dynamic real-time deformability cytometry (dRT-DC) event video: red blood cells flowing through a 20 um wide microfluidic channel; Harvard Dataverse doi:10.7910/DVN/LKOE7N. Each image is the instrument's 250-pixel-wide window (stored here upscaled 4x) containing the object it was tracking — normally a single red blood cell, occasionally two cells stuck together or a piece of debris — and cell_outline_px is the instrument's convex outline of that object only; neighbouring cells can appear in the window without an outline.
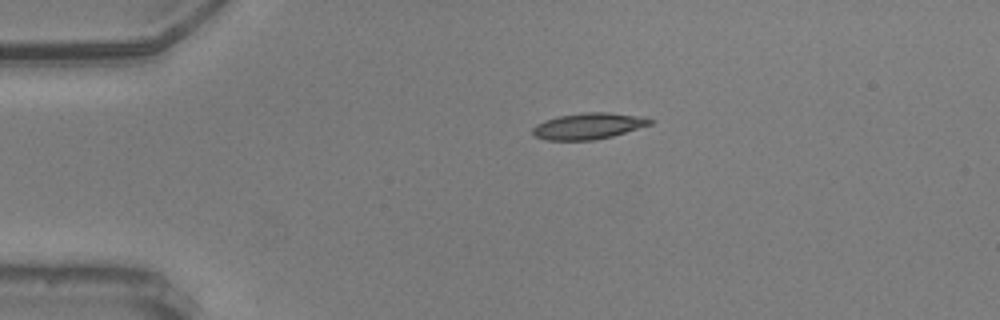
{"species": "common noctule bat (a hibernating species)", "species_latin": "Nyctalus noctula", "temperature_condition": "warm", "stored_images_in_passage": 43, "camera_frame_rate_fps": 3000, "um_per_image_px": 0.085, "animal": {"sex": "male", "body_mass_g": 20.5, "forearm_length_mm": 52.5}, "frame": {"image": 1, "passage_image": 1, "time_ms": 0.0, "image_size_px": [1000, 320], "cell_outline_px": [[656, 120], [652, 124], [612, 136], [592, 140], [548, 140], [536, 136], [532, 132], [532, 128], [536, 124], [544, 120], [560, 116], [584, 112], [608, 112], [636, 116]], "centroid_in_image_um": [50.01, 10.71], "position_along_channel_um": 35.0, "area_um2": 17.74}}
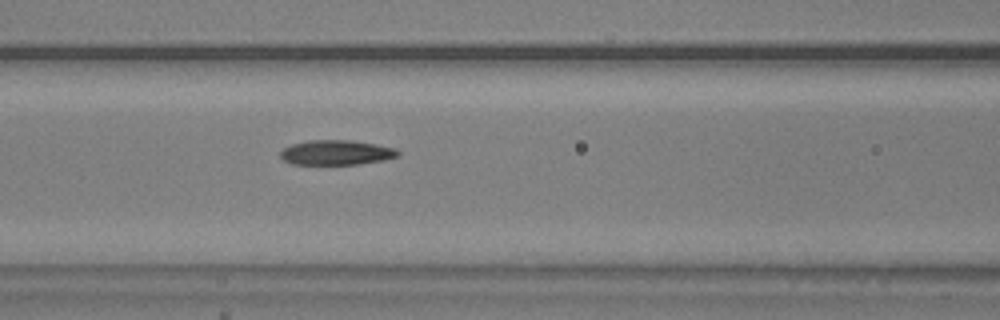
{"frame": {"image": 2, "passage_image": 13, "time_ms": 4.0, "image_size_px": [1000, 320], "cell_outline_px": [[400, 156], [384, 160], [356, 164], [292, 164], [284, 160], [280, 156], [280, 152], [284, 148], [292, 144], [308, 140], [348, 140], [376, 144], [396, 148], [400, 152]], "centroid_in_image_um": [28.61, 12.96], "position_along_channel_um": 138.0, "area_um2": 16.99}}
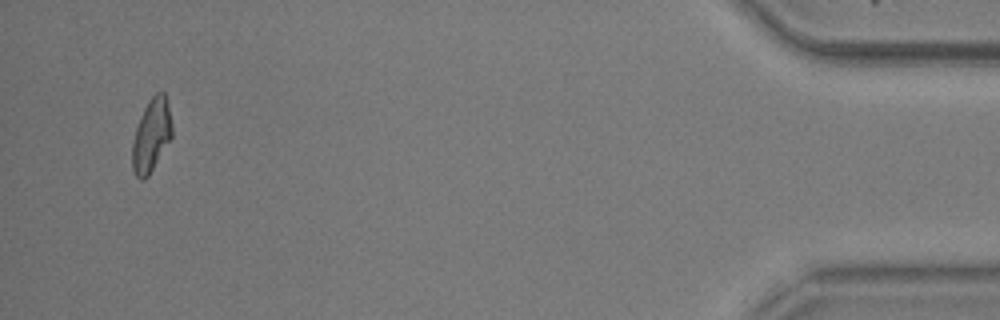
{"frame": {"image": 3, "passage_image": 43, "time_ms": 14.0, "image_size_px": [1000, 320], "cell_outline_px": [[172, 136], [148, 176], [144, 180], [140, 180], [136, 176], [132, 168], [132, 144], [136, 128], [140, 116], [148, 100], [156, 92], [164, 92], [172, 124]], "centroid_in_image_um": [12.85, 11.51], "position_along_channel_um": 422.4, "area_um2": 16.7}, "authors_computed_cell_mechanics": {"area_um2": 16.8198, "velocity_mm_per_s": 3.6225, "shape_relaxation_time_tau1_ms": 6.2421, "shape_relaxation_time_tau2_ms": 2.9527, "deformation_change_tau1": 0.1729, "deformation_change_tau2": 0.0955}}